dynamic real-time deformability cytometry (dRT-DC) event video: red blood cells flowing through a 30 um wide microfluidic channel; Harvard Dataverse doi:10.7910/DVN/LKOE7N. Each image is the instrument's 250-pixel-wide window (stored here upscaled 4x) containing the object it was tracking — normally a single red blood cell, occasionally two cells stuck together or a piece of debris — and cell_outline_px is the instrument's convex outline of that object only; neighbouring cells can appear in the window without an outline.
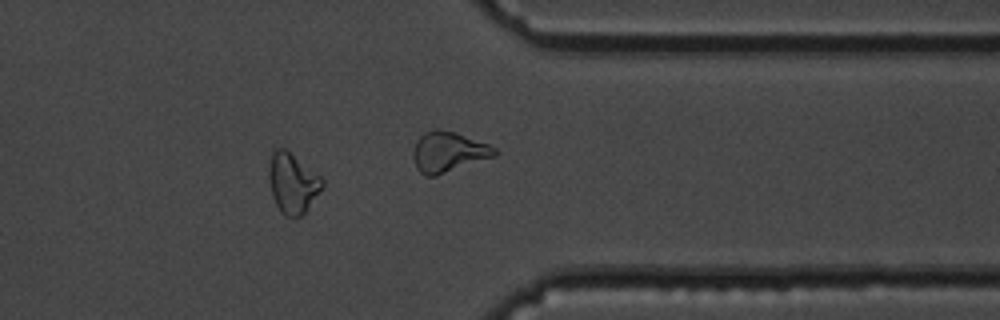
{"species": "common noctule bat (a hibernating species)", "species_latin": "Nyctalus noctula", "temperature_condition": "cold", "stored_images_in_passage": 41, "camera_frame_rate_fps": 3000, "um_per_image_px": 0.085, "animal": {"sex": "male", "body_mass_g": 19.5, "forearm_length_mm": 54.6}, "frame": {"image": 1, "passage_image": 30, "time_ms": 9.667, "image_size_px": [1000, 320], "cell_outline_px": [[324, 188], [308, 208], [300, 216], [284, 216], [280, 212], [272, 196], [268, 172], [268, 168], [272, 152], [276, 148], [284, 148], [320, 176], [324, 180]], "centroid_in_image_um": [24.87, 15.58], "position_along_channel_um": 386.5, "area_um2": 18.61}}
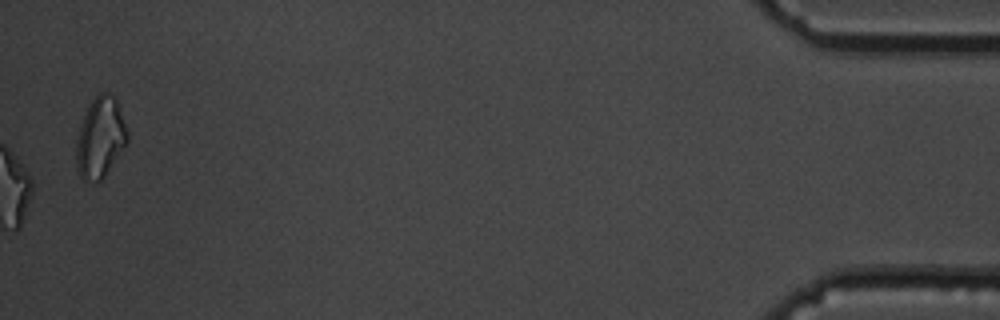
{"frame": {"image": 2, "passage_image": 41, "time_ms": 13.333, "image_size_px": [1000, 320], "cell_outline_px": [[128, 140], [104, 176], [100, 180], [84, 184], [76, 168], [76, 140], [80, 124], [92, 100], [100, 92], [108, 92], [116, 96], [128, 132]], "centroid_in_image_um": [8.51, 11.7], "position_along_channel_um": 426.7, "area_um2": 24.04}, "authors_computed_cell_mechanics": {"area_um2": 18.1492, "velocity_mm_per_s": 3.6954, "shape_relaxation_time_tau1_ms": 3.8824, "shape_relaxation_time_tau2_ms": null, "deformation_change_tau1": 0.1164, "deformation_change_tau2": null}}